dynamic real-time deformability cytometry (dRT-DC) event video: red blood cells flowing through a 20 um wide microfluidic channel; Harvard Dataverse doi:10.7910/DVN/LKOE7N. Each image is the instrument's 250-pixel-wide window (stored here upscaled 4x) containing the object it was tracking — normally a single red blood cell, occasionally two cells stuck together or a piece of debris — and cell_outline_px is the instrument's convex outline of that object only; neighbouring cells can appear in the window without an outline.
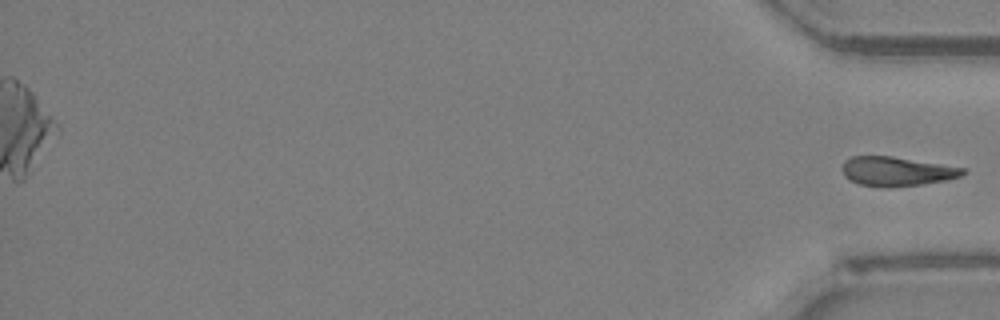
{"species": "Egyptian fruit bat (a non-hibernating species)", "species_latin": "Rousettus aegyptiacus", "temperature_condition": "room temperature", "stored_images_in_passage": 51, "camera_frame_rate_fps": 3000, "um_per_image_px": 0.085, "animal": {"sex": "female"}, "frame": {"image": 1, "passage_image": 51, "time_ms": 16.667, "image_size_px": [1000, 320], "cell_outline_px": [[968, 172], [960, 176], [944, 180], [920, 184], [860, 184], [848, 180], [844, 176], [840, 168], [844, 160], [852, 156], [892, 156], [968, 168]], "centroid_in_image_um": [76.22, 14.5], "position_along_channel_um": 359.0, "area_um2": 19.94}}